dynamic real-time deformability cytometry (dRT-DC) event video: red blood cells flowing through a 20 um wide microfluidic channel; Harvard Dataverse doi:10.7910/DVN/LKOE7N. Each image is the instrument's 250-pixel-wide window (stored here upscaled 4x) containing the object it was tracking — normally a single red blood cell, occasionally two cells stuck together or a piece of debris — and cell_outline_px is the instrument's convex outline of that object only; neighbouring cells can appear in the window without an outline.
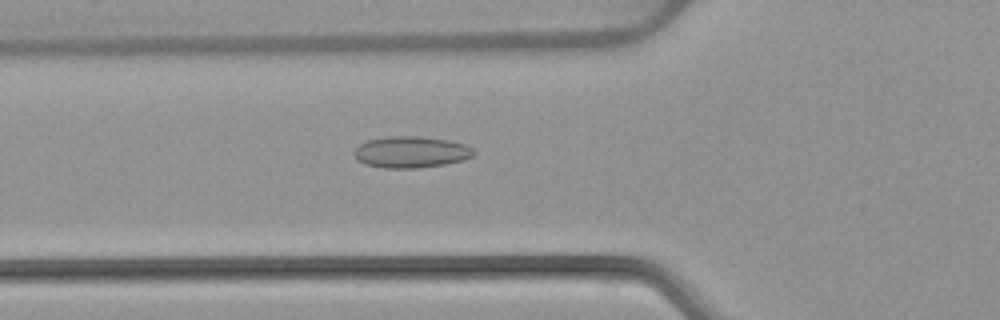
{"species": "common noctule bat (a hibernating species)", "species_latin": "Nyctalus noctula", "temperature_condition": "warm", "stored_images_in_passage": 53, "camera_frame_rate_fps": 3000, "um_per_image_px": 0.085, "animal": {"sex": "female", "body_mass_g": 22.7, "forearm_length_mm": 54.2}, "frame": {"image": 1, "passage_image": 19, "time_ms": 6.0, "image_size_px": [1000, 320], "cell_outline_px": [[476, 152], [472, 156], [464, 160], [444, 164], [416, 168], [384, 168], [364, 164], [356, 160], [352, 152], [360, 144], [368, 140], [388, 136], [416, 136], [448, 140], [464, 144], [472, 148]], "centroid_in_image_um": [34.9, 12.93], "position_along_channel_um": 90.9, "area_um2": 21.96}}
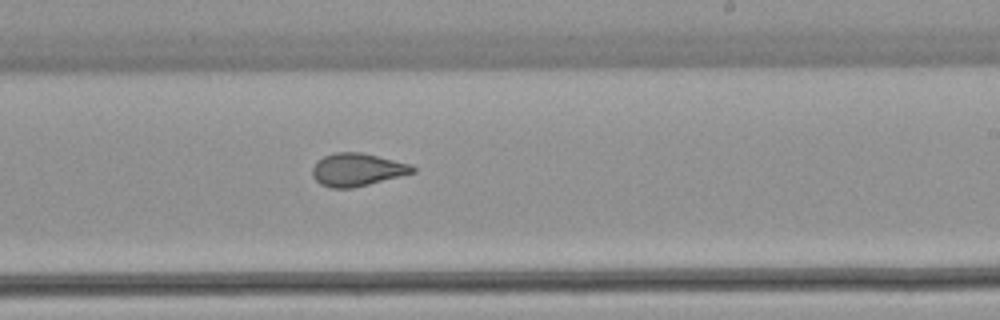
{"frame": {"image": 2, "passage_image": 32, "time_ms": 10.333, "image_size_px": [1000, 320], "cell_outline_px": [[416, 172], [352, 188], [332, 188], [320, 184], [312, 176], [312, 168], [316, 160], [332, 152], [360, 152], [412, 164], [416, 168]], "centroid_in_image_um": [30.34, 14.41], "position_along_channel_um": 258.7, "area_um2": 19.25}}
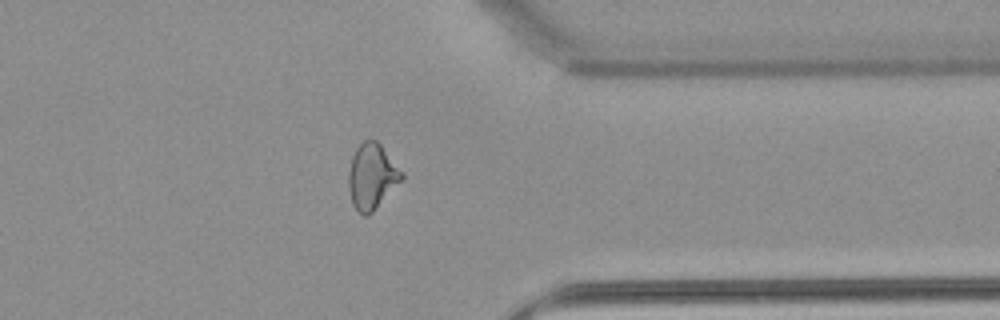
{"frame": {"image": 3, "passage_image": 42, "time_ms": 13.667, "image_size_px": [1000, 320], "cell_outline_px": [[404, 176], [372, 212], [368, 216], [364, 216], [352, 204], [348, 188], [348, 172], [352, 156], [356, 148], [364, 140], [376, 140], [380, 144], [404, 172]], "centroid_in_image_um": [31.59, 14.97], "position_along_channel_um": 379.8, "area_um2": 20.06}, "authors_computed_cell_mechanics": {"area_um2": 20.808, "velocity_mm_per_s": 3.8566, "shape_relaxation_time_tau1_ms": null, "shape_relaxation_time_tau2_ms": 1.3055, "deformation_change_tau1": null, "deformation_change_tau2": 0.0833}}